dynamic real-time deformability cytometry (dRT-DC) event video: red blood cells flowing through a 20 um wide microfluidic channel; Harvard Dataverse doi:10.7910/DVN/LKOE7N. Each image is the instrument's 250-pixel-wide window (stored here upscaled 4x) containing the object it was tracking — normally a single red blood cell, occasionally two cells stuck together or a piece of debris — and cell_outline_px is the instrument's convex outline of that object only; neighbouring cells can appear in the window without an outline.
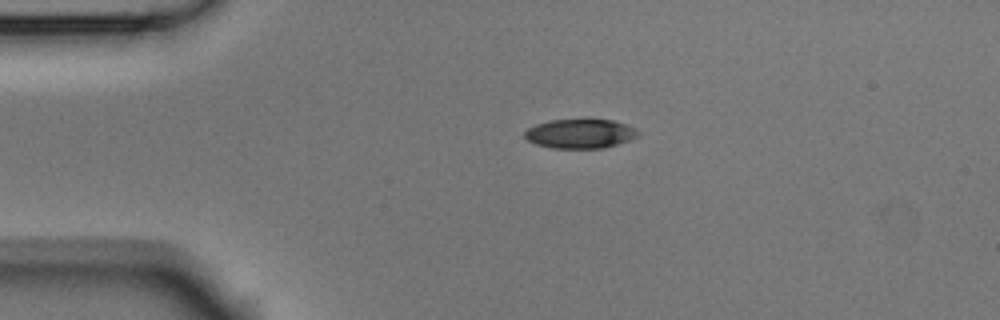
{"species": "Egyptian fruit bat (a non-hibernating species)", "species_latin": "Rousettus aegyptiacus", "temperature_condition": "room temperature", "stored_images_in_passage": 4, "camera_frame_rate_fps": 3000, "um_per_image_px": 0.085, "animal": {"sex": "male"}, "frame": {"image": 1, "passage_image": 3, "time_ms": 0.667, "image_size_px": [1000, 320], "cell_outline_px": [[640, 132], [636, 136], [628, 140], [604, 148], [552, 148], [536, 144], [528, 140], [524, 136], [524, 132], [528, 128], [536, 124], [548, 120], [612, 120], [628, 124], [636, 128]], "centroid_in_image_um": [49.31, 11.36], "position_along_channel_um": 35.7, "area_um2": 19.25}}